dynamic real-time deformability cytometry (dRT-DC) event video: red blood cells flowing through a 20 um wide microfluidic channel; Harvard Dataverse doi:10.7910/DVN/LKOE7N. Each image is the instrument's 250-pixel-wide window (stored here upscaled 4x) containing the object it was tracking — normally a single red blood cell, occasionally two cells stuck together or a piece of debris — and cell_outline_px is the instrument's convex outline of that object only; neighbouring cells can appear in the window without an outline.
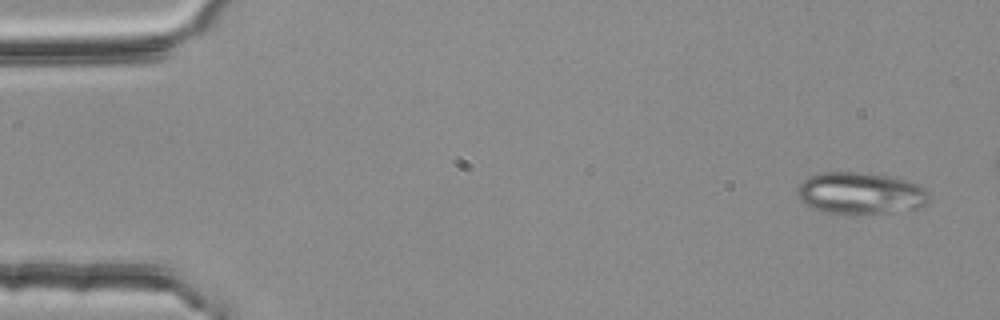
{"species": "common noctule bat (a hibernating species)", "species_latin": "Nyctalus noctula", "temperature_condition": "room temperature", "stored_images_in_passage": 4, "camera_frame_rate_fps": 3000, "um_per_image_px": 0.085, "animal": {"sex": "female", "body_mass_g": 25.1}, "frame": {"image": 1, "passage_image": 1, "time_ms": 0.0, "image_size_px": [1000, 320], "cell_outline_px": [[928, 204], [920, 208], [884, 212], [824, 212], [804, 204], [800, 200], [796, 192], [796, 188], [808, 176], [820, 172], [856, 172], [892, 176], [908, 180], [924, 188], [928, 192]], "centroid_in_image_um": [73.13, 16.39], "position_along_channel_um": 11.9, "area_um2": 31.79}}